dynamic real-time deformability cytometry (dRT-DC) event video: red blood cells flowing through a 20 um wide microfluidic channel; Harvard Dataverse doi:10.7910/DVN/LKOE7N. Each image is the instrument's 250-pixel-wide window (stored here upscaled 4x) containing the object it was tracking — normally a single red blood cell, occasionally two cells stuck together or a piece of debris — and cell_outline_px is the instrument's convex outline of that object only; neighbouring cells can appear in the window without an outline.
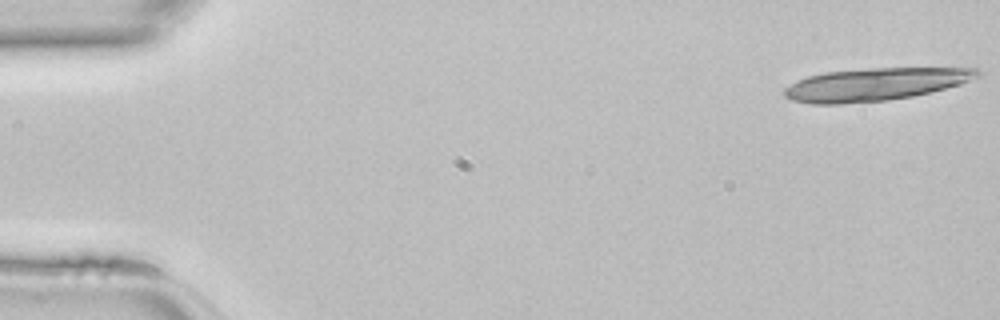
{"species": "common noctule bat (a hibernating species)", "species_latin": "Nyctalus noctula", "temperature_condition": "room temperature", "stored_images_in_passage": 15, "camera_frame_rate_fps": 3000, "um_per_image_px": 0.085, "animal": {"sex": "female", "body_mass_g": 22.7, "forearm_length_mm": 54.2}, "frame": {"image": 1, "passage_image": 1, "time_ms": 0.0, "image_size_px": [1000, 320], "cell_outline_px": [[980, 76], [960, 84], [912, 96], [884, 100], [840, 104], [812, 104], [792, 100], [784, 96], [784, 88], [808, 76], [824, 72], [868, 68], [976, 68], [980, 72]], "centroid_in_image_um": [74.36, 7.16], "position_along_channel_um": 10.6, "area_um2": 36.36}}